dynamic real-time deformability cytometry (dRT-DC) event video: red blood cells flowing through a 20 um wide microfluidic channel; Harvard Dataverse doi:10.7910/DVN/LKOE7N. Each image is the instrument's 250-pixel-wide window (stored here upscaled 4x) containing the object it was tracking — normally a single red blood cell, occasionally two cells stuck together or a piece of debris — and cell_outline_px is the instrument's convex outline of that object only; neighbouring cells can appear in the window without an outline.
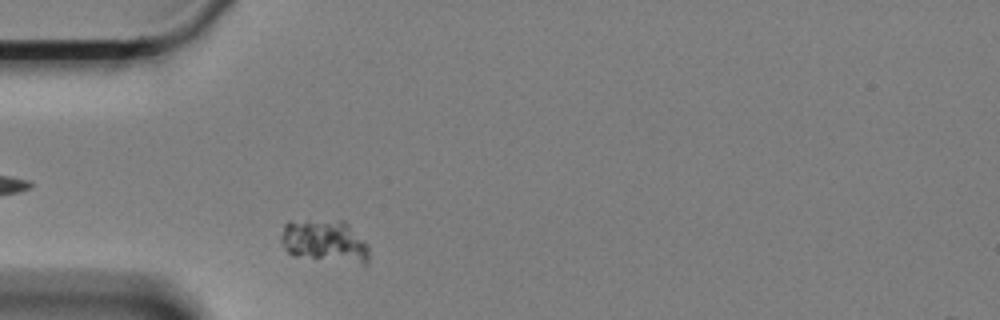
{"species": "Egyptian fruit bat (a non-hibernating species)", "species_latin": "Rousettus aegyptiacus", "temperature_condition": "cold", "stored_images_in_passage": 41, "camera_frame_rate_fps": 3000, "um_per_image_px": 0.085, "animal": {"sex": "female"}, "frame": {"image": 1, "passage_image": 2, "time_ms": 0.333, "image_size_px": [1000, 320], "cell_outline_px": [[368, 260], [364, 264], [292, 256], [280, 244], [280, 236], [284, 224], [288, 220], [344, 220], [368, 244]], "centroid_in_image_um": [27.54, 20.48], "position_along_channel_um": 57.5, "area_um2": 22.2}}
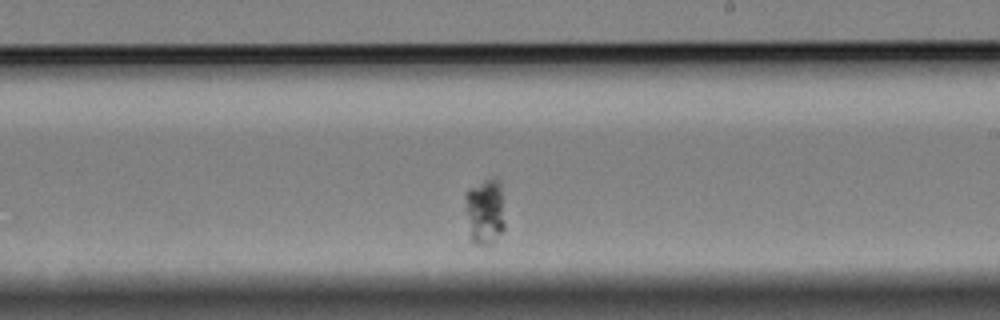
{"frame": {"image": 2, "passage_image": 21, "time_ms": 6.667, "image_size_px": [1000, 320], "cell_outline_px": [[504, 228], [492, 244], [476, 244], [472, 240], [464, 212], [464, 192], [468, 188], [484, 180], [496, 176], [500, 184], [504, 224]], "centroid_in_image_um": [41.17, 17.94], "position_along_channel_um": 247.8, "area_um2": 15.43}}
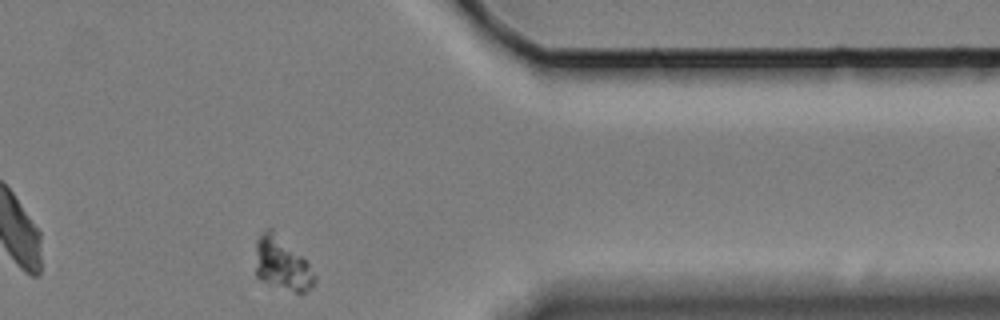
{"frame": {"image": 3, "passage_image": 36, "time_ms": 11.667, "image_size_px": [1000, 320], "cell_outline_px": [[316, 280], [312, 288], [304, 292], [296, 292], [260, 280], [256, 276], [256, 240], [268, 228], [272, 228], [308, 264], [316, 276]], "centroid_in_image_um": [23.96, 22.44], "position_along_channel_um": 387.4, "area_um2": 17.8}}